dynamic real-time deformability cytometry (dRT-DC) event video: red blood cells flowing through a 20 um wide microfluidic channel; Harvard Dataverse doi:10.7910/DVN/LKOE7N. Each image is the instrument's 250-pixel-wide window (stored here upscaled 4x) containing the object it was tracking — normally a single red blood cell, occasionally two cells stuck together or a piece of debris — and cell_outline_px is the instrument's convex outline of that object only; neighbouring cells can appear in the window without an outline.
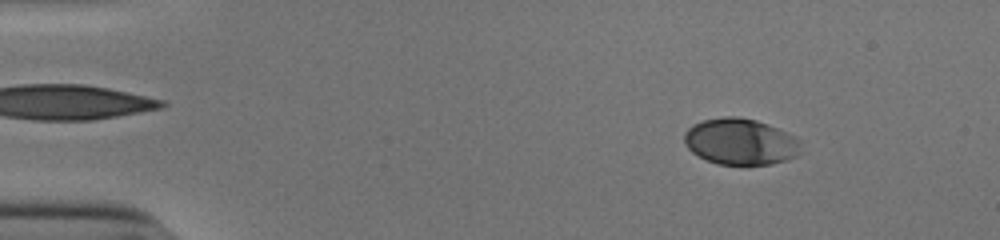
{"species": "human", "species_latin": "Homo sapiens", "temperature_condition": "cold", "stored_images_in_passage": 53, "camera_frame_rate_fps": 3000, "um_per_image_px": 0.085, "donor": {"sex": "male"}, "frame": {"image": 1, "passage_image": 7, "time_ms": 2.0, "image_size_px": [1000, 240], "cell_outline_px": [[800, 152], [796, 156], [788, 160], [772, 164], [716, 164], [692, 152], [684, 144], [684, 132], [692, 124], [704, 120], [724, 116], [736, 116], [756, 120], [768, 124], [796, 136], [800, 140]], "centroid_in_image_um": [62.94, 12.03], "position_along_channel_um": 22.1, "area_um2": 31.62}}
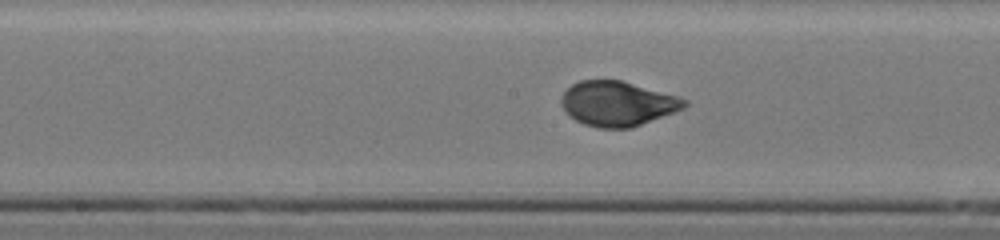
{"frame": {"image": 2, "passage_image": 28, "time_ms": 9.0, "image_size_px": [1000, 240], "cell_outline_px": [[688, 104], [684, 108], [632, 128], [596, 128], [584, 124], [568, 116], [560, 104], [560, 96], [572, 84], [580, 80], [620, 80], [676, 96], [688, 100]], "centroid_in_image_um": [52.44, 8.82], "position_along_channel_um": 195.8, "area_um2": 32.08}}
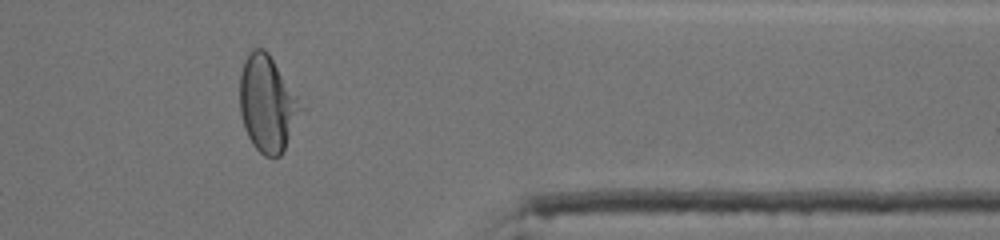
{"frame": {"image": 3, "passage_image": 44, "time_ms": 14.333, "image_size_px": [1000, 240], "cell_outline_px": [[300, 108], [284, 148], [280, 156], [264, 156], [252, 144], [244, 128], [240, 112], [240, 72], [244, 60], [248, 52], [252, 48], [264, 48], [268, 52], [296, 96]], "centroid_in_image_um": [22.64, 8.78], "position_along_channel_um": 388.8, "area_um2": 33.06}, "authors_computed_cell_mechanics": {"area_um2": 32.1368, "velocity_mm_per_s": 3.8858, "shape_relaxation_time_tau1_ms": 2.9956, "shape_relaxation_time_tau2_ms": null, "deformation_change_tau1": 0.164, "deformation_change_tau2": null}}